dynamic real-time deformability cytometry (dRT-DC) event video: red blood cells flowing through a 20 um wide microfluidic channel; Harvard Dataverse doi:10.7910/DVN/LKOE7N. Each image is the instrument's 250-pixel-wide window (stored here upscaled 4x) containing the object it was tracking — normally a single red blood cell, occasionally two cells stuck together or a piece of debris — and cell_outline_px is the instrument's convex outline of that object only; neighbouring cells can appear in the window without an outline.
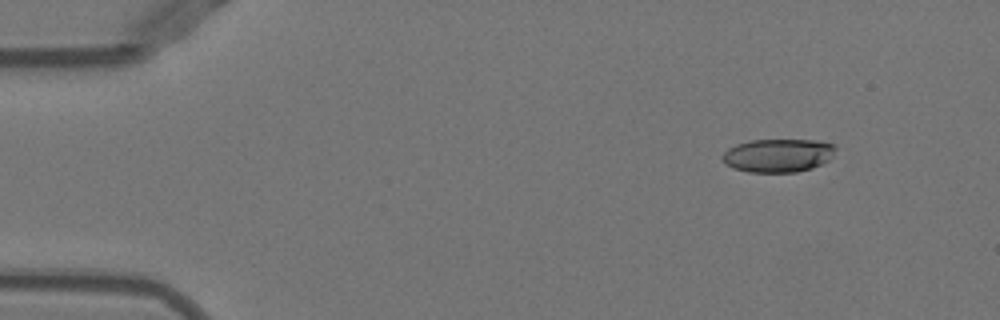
{"species": "Egyptian fruit bat (a non-hibernating species)", "species_latin": "Rousettus aegyptiacus", "temperature_condition": "warm", "stored_images_in_passage": 18, "camera_frame_rate_fps": 3000, "um_per_image_px": 0.085, "animal": {"sex": "female"}, "frame": {"image": 1, "passage_image": 1, "time_ms": 0.0, "image_size_px": [1000, 320], "cell_outline_px": [[836, 148], [832, 156], [828, 160], [812, 168], [796, 172], [748, 172], [732, 168], [720, 156], [728, 148], [736, 144], [752, 140], [816, 140], [836, 144]], "centroid_in_image_um": [66.14, 13.2], "position_along_channel_um": 18.9, "area_um2": 22.02}}
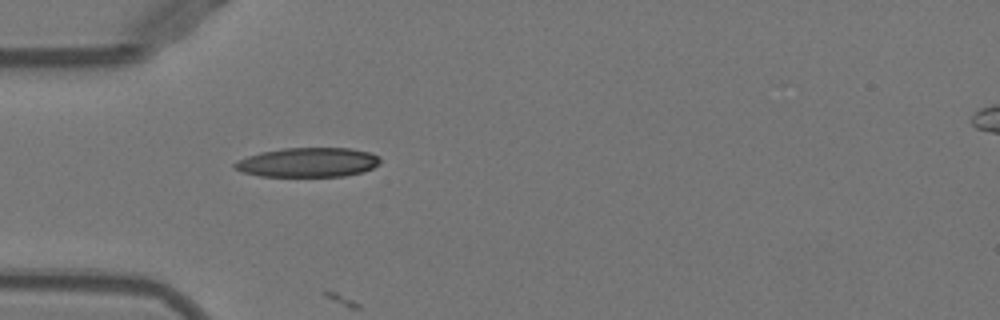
{"frame": {"image": 2, "passage_image": 11, "time_ms": 3.333, "image_size_px": [1000, 320], "cell_outline_px": [[380, 164], [364, 172], [344, 176], [260, 176], [240, 172], [232, 168], [232, 164], [248, 156], [260, 152], [284, 148], [348, 148], [368, 152], [380, 156]], "centroid_in_image_um": [26.17, 13.8], "position_along_channel_um": 58.8, "area_um2": 25.03}}
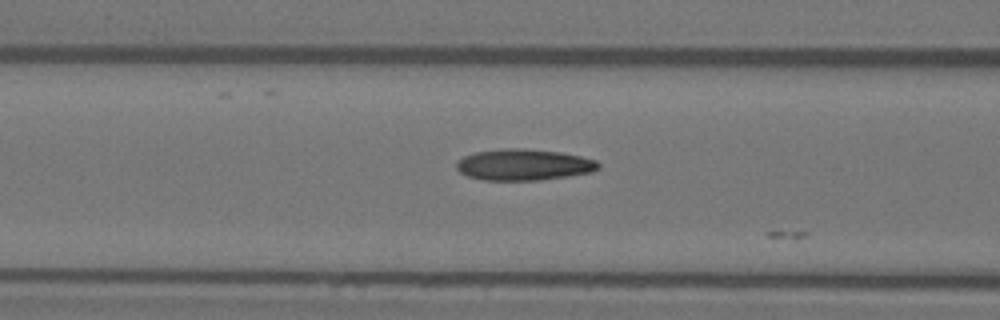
{"frame": {"image": 3, "passage_image": 16, "time_ms": 5.0, "image_size_px": [1000, 320], "cell_outline_px": [[600, 168], [592, 172], [568, 176], [540, 180], [484, 180], [468, 176], [460, 172], [456, 168], [456, 164], [464, 156], [476, 152], [508, 148], [520, 148], [560, 152], [580, 156], [596, 160], [600, 164]], "centroid_in_image_um": [44.54, 14.0], "position_along_channel_um": 122.1, "area_um2": 25.72}}